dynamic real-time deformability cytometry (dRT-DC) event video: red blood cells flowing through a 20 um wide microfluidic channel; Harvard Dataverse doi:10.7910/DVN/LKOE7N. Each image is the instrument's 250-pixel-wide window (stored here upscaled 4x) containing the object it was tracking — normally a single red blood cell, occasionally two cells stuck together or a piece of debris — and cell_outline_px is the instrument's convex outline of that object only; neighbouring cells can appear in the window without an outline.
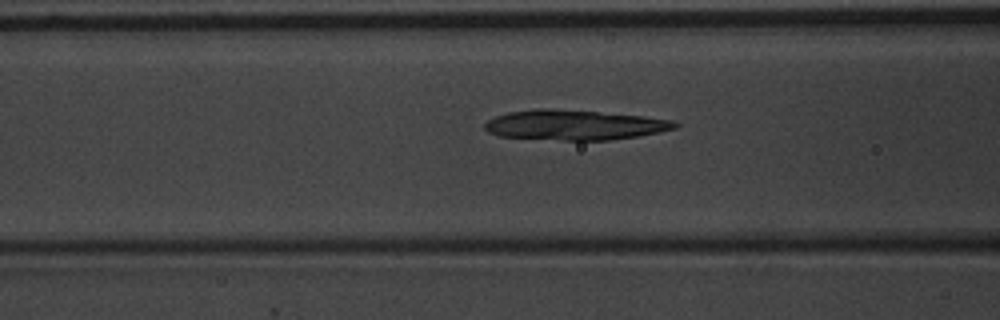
{"species": "common noctule bat (a hibernating species)", "species_latin": "Nyctalus noctula", "temperature_condition": "warm", "stored_images_in_passage": 50, "camera_frame_rate_fps": 3000, "um_per_image_px": 0.085, "animal": {"sex": "male", "body_mass_g": 20.1, "forearm_length_mm": 53.5}, "frame": {"image": 1, "passage_image": 23, "time_ms": 7.333, "image_size_px": [1000, 320], "cell_outline_px": [[680, 124], [676, 128], [660, 132], [636, 136], [608, 140], [564, 140], [500, 136], [488, 132], [484, 128], [484, 124], [488, 120], [496, 116], [508, 112], [536, 108], [552, 108], [644, 116], [672, 120]], "centroid_in_image_um": [48.82, 10.61], "position_along_channel_um": 117.8, "area_um2": 33.18}}
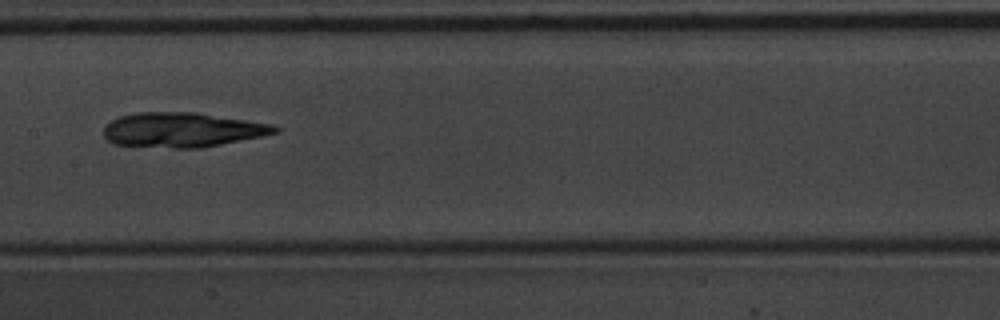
{"frame": {"image": 2, "passage_image": 29, "time_ms": 9.333, "image_size_px": [1000, 320], "cell_outline_px": [[280, 132], [264, 136], [200, 148], [176, 148], [112, 144], [104, 136], [104, 128], [112, 120], [120, 116], [140, 112], [196, 112], [272, 124], [280, 128]], "centroid_in_image_um": [15.53, 11.04], "position_along_channel_um": 191.9, "area_um2": 34.56}}
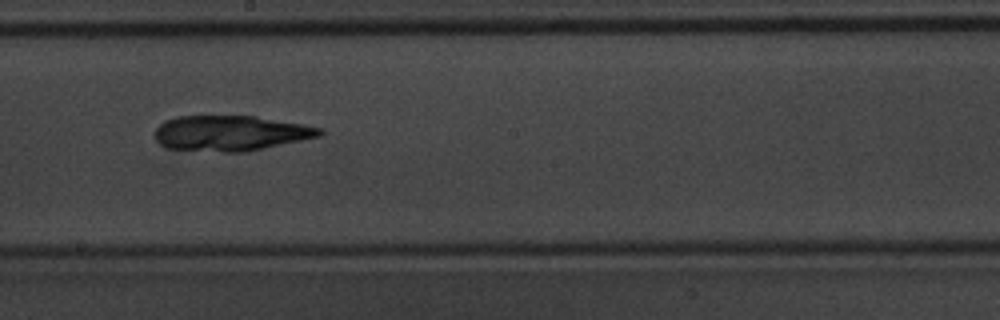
{"frame": {"image": 3, "passage_image": 32, "time_ms": 10.333, "image_size_px": [1000, 320], "cell_outline_px": [[324, 132], [320, 136], [248, 152], [224, 152], [168, 148], [160, 144], [156, 140], [156, 128], [164, 120], [176, 116], [256, 116], [304, 124], [324, 128]], "centroid_in_image_um": [19.63, 11.31], "position_along_channel_um": 228.6, "area_um2": 34.1}}